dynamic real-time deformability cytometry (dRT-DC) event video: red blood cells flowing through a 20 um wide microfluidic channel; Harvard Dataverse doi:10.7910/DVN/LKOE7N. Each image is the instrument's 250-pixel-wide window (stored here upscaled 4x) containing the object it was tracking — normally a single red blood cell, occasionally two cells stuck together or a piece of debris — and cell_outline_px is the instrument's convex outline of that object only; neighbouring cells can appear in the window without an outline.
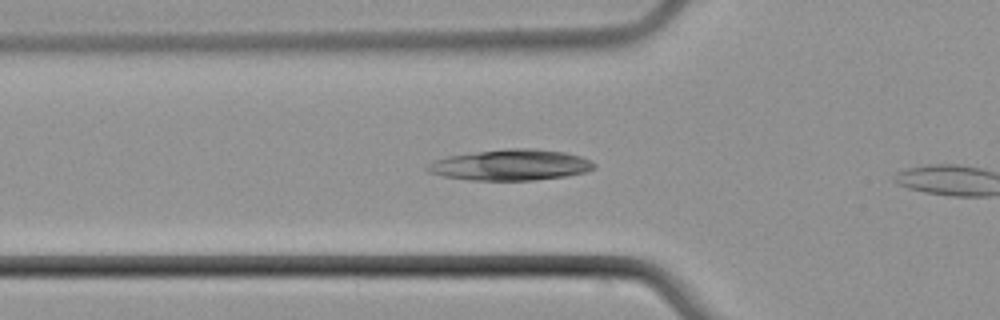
{"species": "common noctule bat (a hibernating species)", "species_latin": "Nyctalus noctula", "temperature_condition": "cold", "stored_images_in_passage": 4, "camera_frame_rate_fps": 3000, "um_per_image_px": 0.085, "animal": {"sex": "male", "body_mass_g": 21.5, "forearm_length_mm": 52.0}, "frame": {"image": 1, "passage_image": 3, "time_ms": 2.333, "image_size_px": [1000, 320], "cell_outline_px": [[596, 168], [588, 172], [568, 176], [532, 180], [468, 180], [444, 176], [428, 172], [424, 168], [432, 160], [448, 156], [508, 148], [532, 148], [564, 152], [580, 156], [592, 160], [596, 164]], "centroid_in_image_um": [43.44, 14.02], "position_along_channel_um": 82.4, "area_um2": 30.23}}